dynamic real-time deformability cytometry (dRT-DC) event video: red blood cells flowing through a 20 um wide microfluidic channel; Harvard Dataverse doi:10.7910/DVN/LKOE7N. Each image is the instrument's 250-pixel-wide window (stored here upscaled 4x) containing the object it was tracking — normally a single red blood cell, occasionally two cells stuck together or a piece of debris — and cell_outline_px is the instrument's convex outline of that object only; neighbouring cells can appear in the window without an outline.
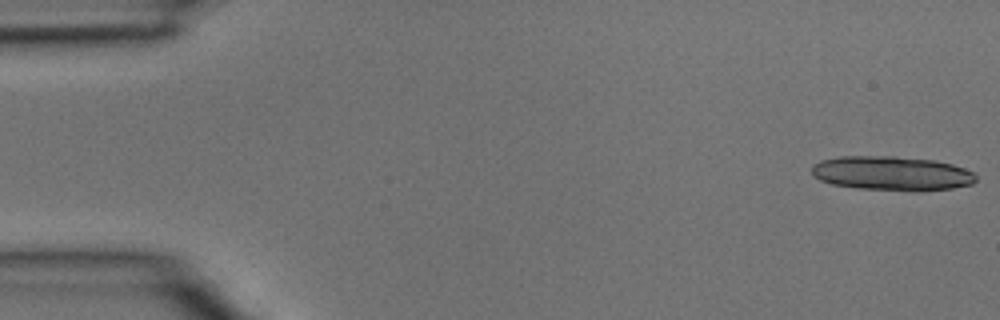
{"species": "common noctule bat (a hibernating species)", "species_latin": "Nyctalus noctula", "temperature_condition": "room temperature", "stored_images_in_passage": 4, "camera_frame_rate_fps": 3000, "um_per_image_px": 0.085, "animal": {"sex": "male", "body_mass_g": 15.6}, "frame": {"image": 1, "passage_image": 1, "time_ms": 0.0, "image_size_px": [1000, 320], "cell_outline_px": [[976, 180], [972, 184], [952, 188], [920, 192], [856, 188], [832, 184], [820, 180], [812, 172], [812, 164], [820, 160], [840, 156], [896, 156], [936, 160], [952, 164], [964, 168], [972, 172], [976, 176]], "centroid_in_image_um": [75.82, 14.74], "position_along_channel_um": 9.2, "area_um2": 33.18}}